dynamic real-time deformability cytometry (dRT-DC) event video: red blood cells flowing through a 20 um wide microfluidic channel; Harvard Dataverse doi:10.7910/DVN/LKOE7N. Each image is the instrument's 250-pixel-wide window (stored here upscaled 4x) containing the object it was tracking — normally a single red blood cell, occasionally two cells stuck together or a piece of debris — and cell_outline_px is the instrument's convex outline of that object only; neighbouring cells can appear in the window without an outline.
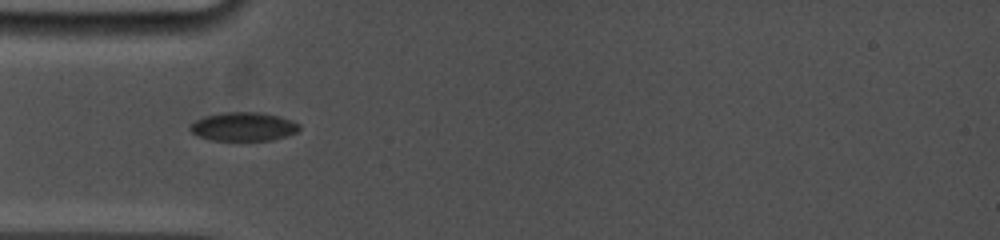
{"species": "common noctule bat (a hibernating species)", "species_latin": "Nyctalus noctula", "temperature_condition": "cold", "stored_images_in_passage": 24, "camera_frame_rate_fps": 5000, "um_per_image_px": 0.085, "animal": {"sex": "female", "body_mass_g": 19.0, "forearm_length_mm": 53.3}, "frame": {"image": 1, "passage_image": 1, "time_ms": 0.0, "image_size_px": [1000, 240], "cell_outline_px": [[300, 128], [296, 132], [288, 136], [272, 140], [212, 140], [200, 136], [192, 132], [188, 128], [196, 120], [204, 116], [220, 112], [260, 112], [280, 116], [292, 120], [300, 124]], "centroid_in_image_um": [20.73, 10.75], "position_along_channel_um": 64.3, "area_um2": 18.32}}
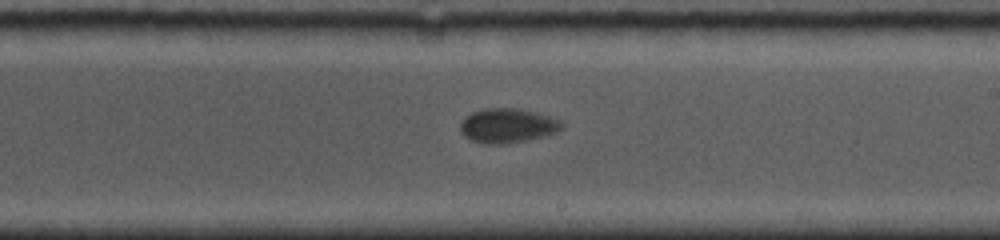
{"frame": {"image": 2, "passage_image": 11, "time_ms": 4.8, "image_size_px": [1000, 240], "cell_outline_px": [[564, 128], [556, 132], [544, 136], [528, 140], [504, 144], [484, 144], [472, 140], [464, 136], [460, 132], [460, 124], [472, 112], [484, 108], [512, 108], [536, 112], [560, 120], [564, 124]], "centroid_in_image_um": [43.15, 10.69], "position_along_channel_um": 245.8, "area_um2": 20.35}}
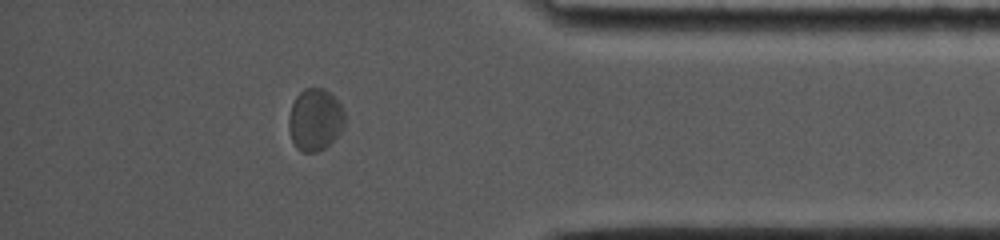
{"frame": {"image": 3, "passage_image": 21, "time_ms": 9.4, "image_size_px": [1000, 240], "cell_outline_px": [[344, 124], [340, 132], [324, 148], [316, 152], [304, 152], [296, 148], [292, 140], [288, 128], [288, 116], [292, 104], [296, 96], [304, 88], [324, 88], [340, 104], [344, 112]], "centroid_in_image_um": [26.75, 10.17], "position_along_channel_um": 408.5, "area_um2": 20.11}, "authors_computed_cell_mechanics": {"area_um2": 19.9988, "velocity_mm_per_s": 3.7883, "shape_relaxation_time_tau1_ms": 4.1231, "shape_relaxation_time_tau2_ms": null, "deformation_change_tau1": 0.0713, "deformation_change_tau2": null}}